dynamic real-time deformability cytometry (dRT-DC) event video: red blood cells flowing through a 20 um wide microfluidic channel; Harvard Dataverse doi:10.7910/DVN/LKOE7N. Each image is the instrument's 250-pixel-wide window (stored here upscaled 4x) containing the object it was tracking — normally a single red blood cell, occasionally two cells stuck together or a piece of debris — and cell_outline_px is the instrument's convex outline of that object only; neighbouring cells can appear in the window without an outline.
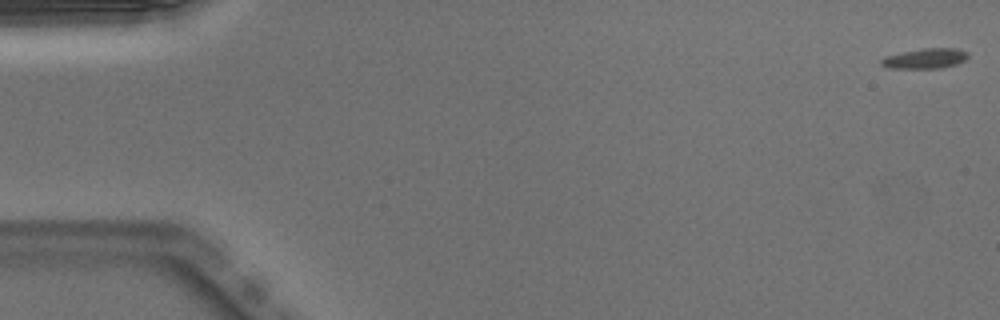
{"species": "Egyptian fruit bat (a non-hibernating species)", "species_latin": "Rousettus aegyptiacus", "temperature_condition": "warm", "stored_images_in_passage": 53, "camera_frame_rate_fps": 3000, "um_per_image_px": 0.085, "animal": {"sex": "male"}, "frame": {"image": 1, "passage_image": 1, "time_ms": 0.0, "image_size_px": [1000, 320], "cell_outline_px": [[968, 56], [964, 60], [956, 64], [940, 68], [884, 68], [880, 64], [880, 60], [884, 56], [924, 48], [956, 48], [968, 52]], "centroid_in_image_um": [78.6, 4.97], "position_along_channel_um": 6.4, "area_um2": 10.17}}
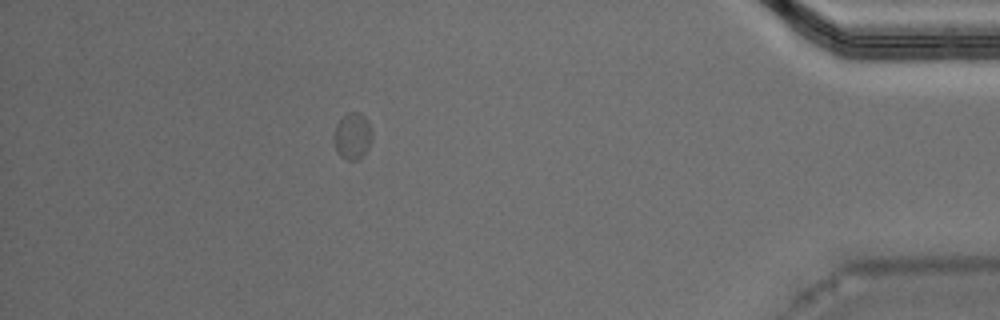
{"frame": {"image": 2, "passage_image": 47, "time_ms": 15.333, "image_size_px": [1000, 320], "cell_outline_px": [[372, 140], [368, 148], [360, 160], [348, 160], [340, 156], [336, 152], [332, 140], [332, 136], [336, 124], [348, 112], [360, 112], [368, 120], [372, 132]], "centroid_in_image_um": [29.95, 11.58], "position_along_channel_um": 405.3, "area_um2": 10.69}, "authors_computed_cell_mechanics": {"area_um2": 10.0572, "velocity_mm_per_s": 3.87, "shape_relaxation_time_tau1_ms": 3.4859, "shape_relaxation_time_tau2_ms": null, "deformation_change_tau1": 0.2015, "deformation_change_tau2": null}}